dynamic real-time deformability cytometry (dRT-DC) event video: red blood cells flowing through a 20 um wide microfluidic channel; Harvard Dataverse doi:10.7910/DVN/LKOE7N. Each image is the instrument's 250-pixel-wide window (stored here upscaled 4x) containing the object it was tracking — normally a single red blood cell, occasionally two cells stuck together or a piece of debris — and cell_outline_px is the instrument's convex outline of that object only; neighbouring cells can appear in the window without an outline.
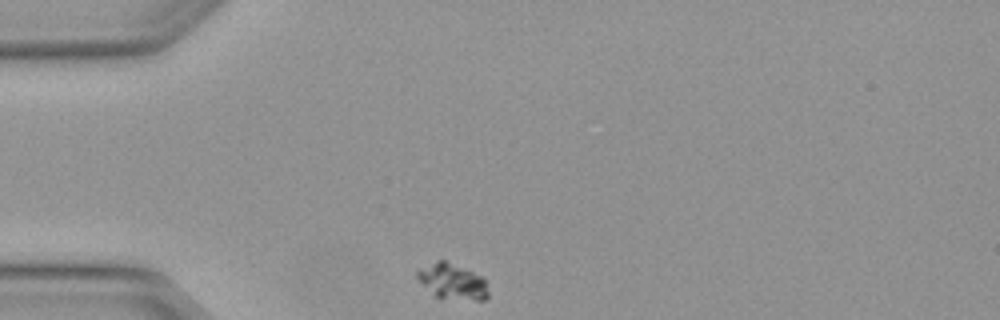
{"species": "Egyptian fruit bat (a non-hibernating species)", "species_latin": "Rousettus aegyptiacus", "temperature_condition": "warm", "stored_images_in_passage": 2, "camera_frame_rate_fps": 3000, "um_per_image_px": 0.085, "animal": {"sex": "female"}, "frame": {"image": 1, "passage_image": 1, "time_ms": 0.0, "image_size_px": [1000, 320], "cell_outline_px": [[488, 296], [484, 300], [440, 300], [416, 276], [416, 272], [420, 268], [436, 260], [444, 260], [484, 276], [488, 292]], "centroid_in_image_um": [38.49, 23.94], "position_along_channel_um": 46.5, "area_um2": 14.91}}